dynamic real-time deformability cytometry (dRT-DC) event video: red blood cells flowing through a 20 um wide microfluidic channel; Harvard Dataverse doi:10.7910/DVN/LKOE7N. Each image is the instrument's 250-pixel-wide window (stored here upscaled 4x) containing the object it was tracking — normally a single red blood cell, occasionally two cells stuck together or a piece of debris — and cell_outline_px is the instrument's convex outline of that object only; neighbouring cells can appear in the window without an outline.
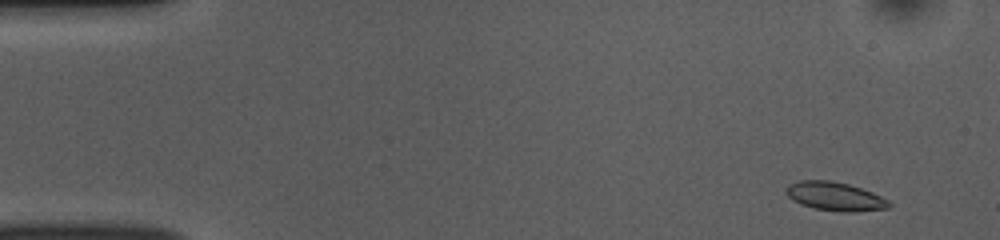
{"species": "common noctule bat (a hibernating species)", "species_latin": "Nyctalus noctula", "temperature_condition": "room temperature", "stored_images_in_passage": 50, "camera_frame_rate_fps": 3000, "um_per_image_px": 0.085, "animal": {"sex": "female", "body_mass_g": 10.0, "forearm_length_mm": 53.1}, "frame": {"image": 1, "passage_image": 2, "time_ms": 0.333, "image_size_px": [1000, 240], "cell_outline_px": [[892, 204], [888, 208], [852, 212], [840, 212], [816, 208], [800, 204], [792, 200], [784, 192], [784, 188], [788, 184], [800, 180], [828, 180], [848, 184], [872, 192], [888, 200]], "centroid_in_image_um": [70.93, 16.69], "position_along_channel_um": 14.1, "area_um2": 17.22}}
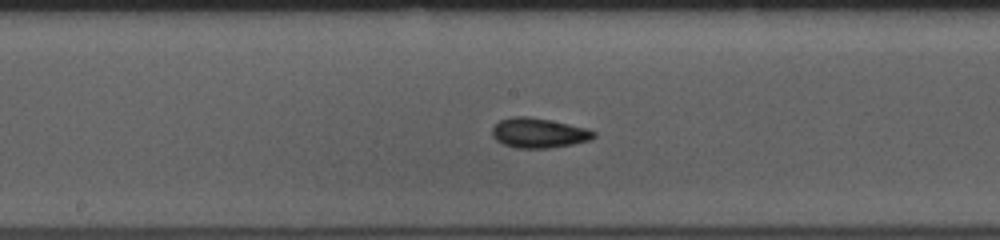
{"frame": {"image": 2, "passage_image": 25, "time_ms": 8.0, "image_size_px": [1000, 240], "cell_outline_px": [[596, 136], [592, 140], [572, 144], [548, 148], [516, 148], [504, 144], [496, 140], [492, 136], [492, 128], [500, 120], [516, 116], [528, 116], [588, 128], [596, 132]], "centroid_in_image_um": [45.81, 11.31], "position_along_channel_um": 202.4, "area_um2": 17.63}}
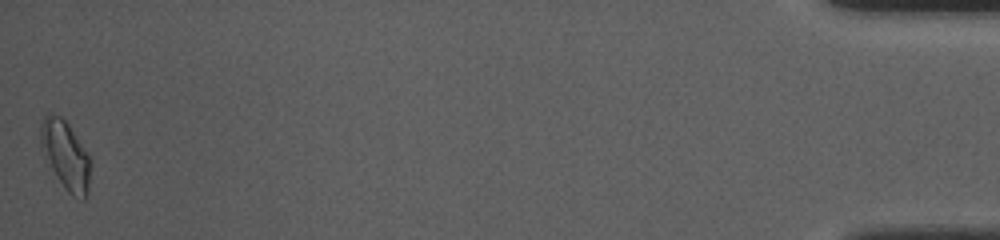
{"frame": {"image": 3, "passage_image": 50, "time_ms": 16.333, "image_size_px": [1000, 240], "cell_outline_px": [[88, 192], [84, 200], [72, 196], [64, 188], [44, 156], [40, 148], [40, 124], [44, 116], [48, 112], [52, 112], [60, 116], [68, 124], [88, 152]], "centroid_in_image_um": [5.53, 13.14], "position_along_channel_um": 429.7, "area_um2": 19.71}, "authors_computed_cell_mechanics": {"area_um2": 16.8198, "velocity_mm_per_s": 3.8489, "shape_relaxation_time_tau1_ms": 4.8421, "shape_relaxation_time_tau2_ms": 2.0327, "deformation_change_tau1": 0.1376, "deformation_change_tau2": 0.0736}}